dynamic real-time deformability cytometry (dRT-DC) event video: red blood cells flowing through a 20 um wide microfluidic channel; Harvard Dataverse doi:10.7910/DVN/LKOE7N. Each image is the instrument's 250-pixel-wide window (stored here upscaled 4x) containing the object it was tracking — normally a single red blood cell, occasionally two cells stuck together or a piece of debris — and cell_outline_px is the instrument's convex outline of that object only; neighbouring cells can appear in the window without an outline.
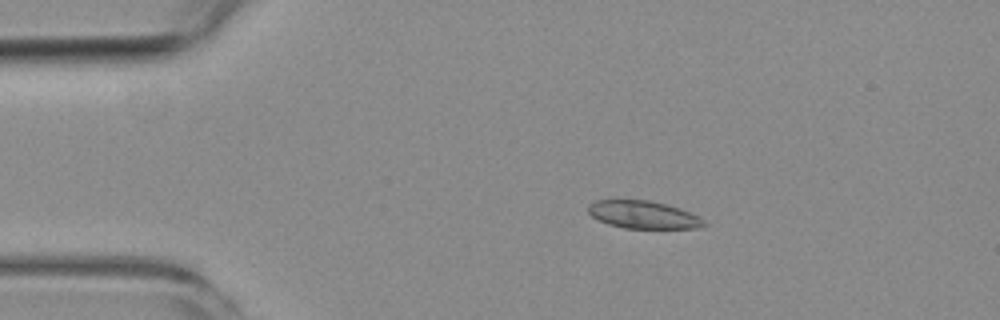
{"species": "common noctule bat (a hibernating species)", "species_latin": "Nyctalus noctula", "temperature_condition": "room temperature", "stored_images_in_passage": 7, "camera_frame_rate_fps": 3000, "um_per_image_px": 0.085, "animal": {"sex": "female", "body_mass_g": 19.3, "forearm_length_mm": 54.1}, "frame": {"image": 1, "passage_image": 1, "time_ms": 0.0, "image_size_px": [1000, 320], "cell_outline_px": [[708, 224], [704, 228], [624, 228], [608, 224], [592, 216], [588, 212], [588, 204], [596, 200], [648, 200], [664, 204], [688, 212], [704, 220]], "centroid_in_image_um": [54.66, 18.26], "position_along_channel_um": 30.3, "area_um2": 18.44}}
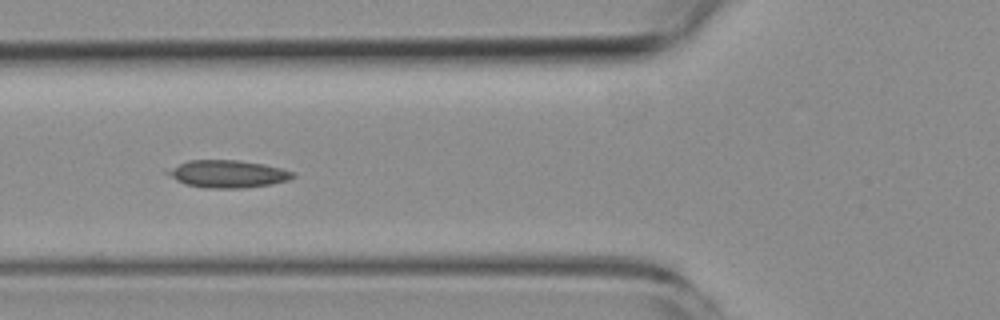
{"frame": {"image": 2, "passage_image": 4, "time_ms": 3.333, "image_size_px": [1000, 320], "cell_outline_px": [[296, 176], [288, 180], [272, 184], [244, 188], [204, 188], [184, 184], [176, 180], [164, 172], [164, 168], [188, 160], [236, 160], [264, 164], [296, 172]], "centroid_in_image_um": [19.3, 14.78], "position_along_channel_um": 106.5, "area_um2": 20.4}}
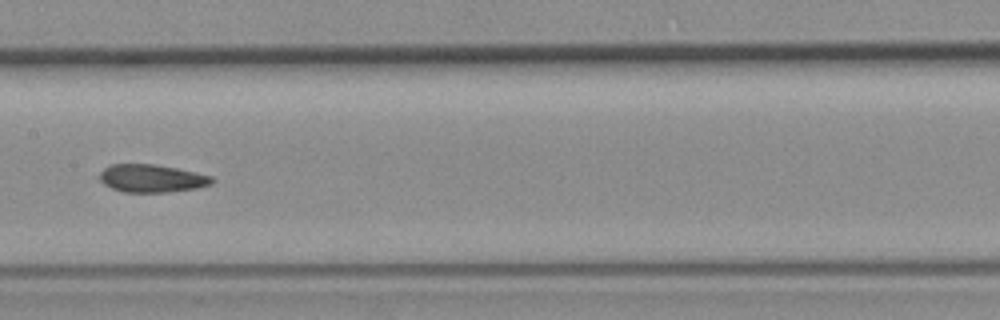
{"frame": {"image": 3, "passage_image": 6, "time_ms": 5.667, "image_size_px": [1000, 320], "cell_outline_px": [[216, 180], [212, 184], [196, 188], [168, 192], [124, 192], [112, 188], [104, 184], [96, 176], [104, 168], [112, 164], [152, 164], [176, 168], [196, 172], [212, 176]], "centroid_in_image_um": [12.89, 15.16], "position_along_channel_um": 194.5, "area_um2": 18.32}}